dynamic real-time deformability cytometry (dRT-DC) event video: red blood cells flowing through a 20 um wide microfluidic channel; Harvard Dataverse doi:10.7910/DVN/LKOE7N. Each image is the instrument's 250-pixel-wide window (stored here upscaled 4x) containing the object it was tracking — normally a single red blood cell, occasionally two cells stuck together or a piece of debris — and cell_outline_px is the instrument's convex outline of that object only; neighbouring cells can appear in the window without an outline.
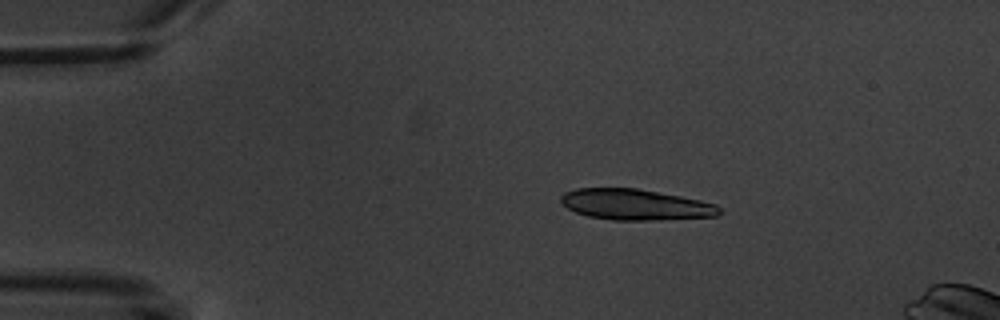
{"species": "common noctule bat (a hibernating species)", "species_latin": "Nyctalus noctula", "temperature_condition": "warm", "stored_images_in_passage": 5, "camera_frame_rate_fps": 3000, "um_per_image_px": 0.085, "animal": {"sex": "male", "body_mass_g": 20.1, "forearm_length_mm": 53.5}, "frame": {"image": 1, "passage_image": 2, "time_ms": 1.0, "image_size_px": [1000, 320], "cell_outline_px": [[724, 212], [716, 216], [656, 220], [612, 220], [588, 216], [576, 212], [568, 208], [560, 200], [560, 196], [564, 192], [576, 188], [636, 188], [680, 196], [700, 200], [716, 204]], "centroid_in_image_um": [54.02, 17.39], "position_along_channel_um": 31.0, "area_um2": 28.5}}